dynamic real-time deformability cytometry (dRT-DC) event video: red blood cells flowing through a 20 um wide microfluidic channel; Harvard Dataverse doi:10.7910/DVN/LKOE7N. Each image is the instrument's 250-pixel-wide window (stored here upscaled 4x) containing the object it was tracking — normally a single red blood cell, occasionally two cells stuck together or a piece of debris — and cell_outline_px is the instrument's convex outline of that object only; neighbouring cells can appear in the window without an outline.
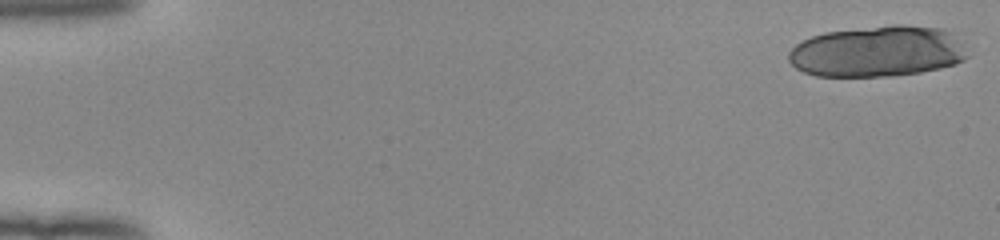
{"species": "human", "species_latin": "Homo sapiens", "temperature_condition": "room temperature", "stored_images_in_passage": 19, "camera_frame_rate_fps": 3000, "um_per_image_px": 0.085, "donor": {"sex": "female"}, "frame": {"image": 1, "passage_image": 1, "time_ms": 0.0, "image_size_px": [1000, 240], "cell_outline_px": [[968, 56], [964, 60], [956, 64], [940, 68], [920, 72], [892, 76], [816, 76], [804, 72], [796, 68], [788, 60], [788, 52], [796, 44], [812, 36], [824, 32], [892, 24], [904, 24], [944, 28], [960, 44]], "centroid_in_image_um": [74.55, 4.37], "position_along_channel_um": 10.4, "area_um2": 53.12}}